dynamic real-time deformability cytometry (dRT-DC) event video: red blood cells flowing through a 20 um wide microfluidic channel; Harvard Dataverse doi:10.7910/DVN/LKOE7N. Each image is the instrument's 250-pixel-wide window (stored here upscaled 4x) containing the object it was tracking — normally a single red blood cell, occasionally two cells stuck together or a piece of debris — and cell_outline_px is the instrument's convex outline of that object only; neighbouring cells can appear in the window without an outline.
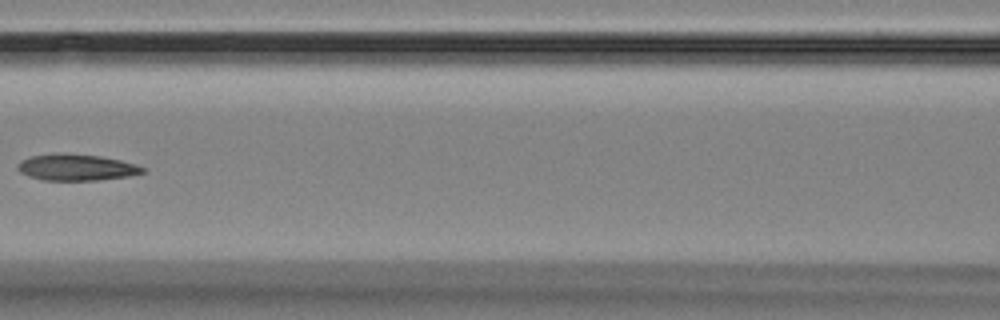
{"species": "Egyptian fruit bat (a non-hibernating species)", "species_latin": "Rousettus aegyptiacus", "temperature_condition": "room temperature", "stored_images_in_passage": 11, "camera_frame_rate_fps": 3000, "um_per_image_px": 0.085, "animal": {"sex": "female"}, "frame": {"image": 1, "passage_image": 8, "time_ms": 8.0, "image_size_px": [1000, 320], "cell_outline_px": [[144, 172], [128, 176], [96, 180], [44, 180], [28, 176], [20, 172], [16, 168], [16, 164], [20, 160], [32, 156], [100, 156], [120, 160], [136, 164], [144, 168]], "centroid_in_image_um": [6.49, 14.27], "position_along_channel_um": 160.1, "area_um2": 18.26}}
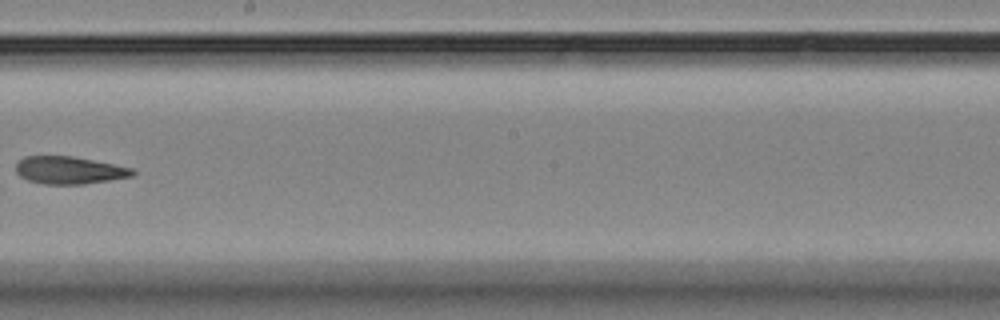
{"frame": {"image": 2, "passage_image": 10, "time_ms": 10.333, "image_size_px": [1000, 320], "cell_outline_px": [[136, 172], [132, 176], [84, 184], [44, 184], [28, 180], [20, 176], [16, 172], [16, 164], [24, 156], [72, 156], [132, 168]], "centroid_in_image_um": [5.86, 14.47], "position_along_channel_um": 242.3, "area_um2": 18.5}}
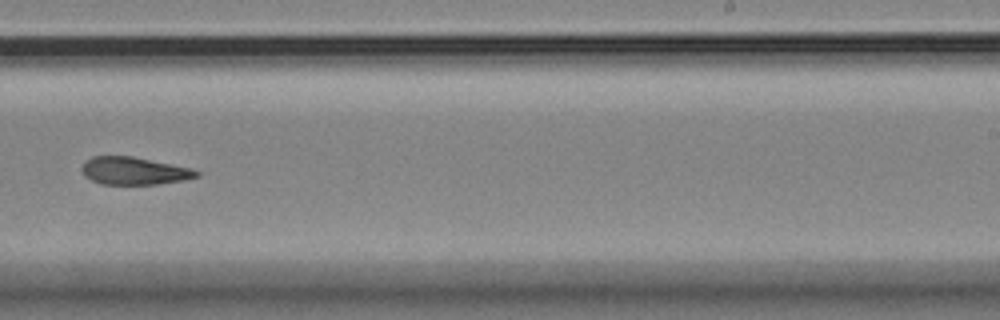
{"frame": {"image": 3, "passage_image": 11, "time_ms": 11.333, "image_size_px": [1000, 320], "cell_outline_px": [[200, 176], [184, 180], [156, 184], [100, 184], [84, 176], [80, 168], [84, 160], [92, 156], [132, 156], [192, 168], [200, 172]], "centroid_in_image_um": [11.37, 14.52], "position_along_channel_um": 277.6, "area_um2": 18.61}}